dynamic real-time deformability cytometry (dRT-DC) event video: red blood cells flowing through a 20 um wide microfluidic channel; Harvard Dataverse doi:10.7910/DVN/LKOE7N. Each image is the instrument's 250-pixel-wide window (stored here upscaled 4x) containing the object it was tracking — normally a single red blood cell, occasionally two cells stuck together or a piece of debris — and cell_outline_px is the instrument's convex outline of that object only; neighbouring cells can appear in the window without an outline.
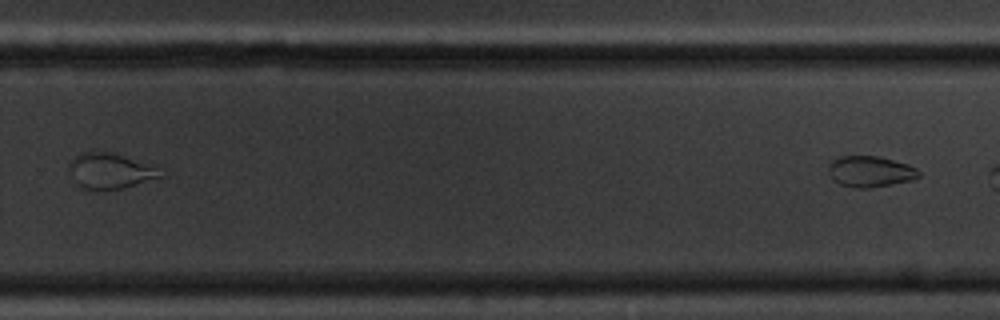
{"species": "common noctule bat (a hibernating species)", "species_latin": "Nyctalus noctula", "temperature_condition": "cold", "stored_images_in_passage": 9, "segment_of_instrument_passage": [2, 2], "camera_frame_rate_fps": 3000, "um_per_image_px": 0.085, "animal": {"sex": "male", "body_mass_g": 20.1, "forearm_length_mm": 53.5}, "frame": {"image": 1, "passage_image": 9, "time_ms": 10.333, "image_size_px": [1000, 320], "cell_outline_px": [[920, 176], [912, 180], [892, 184], [868, 188], [856, 188], [840, 184], [832, 180], [828, 172], [828, 164], [832, 160], [840, 156], [876, 156], [908, 164], [916, 168], [920, 172]], "centroid_in_image_um": [73.94, 14.58], "position_along_channel_um": 255.9, "area_um2": 16.36}}